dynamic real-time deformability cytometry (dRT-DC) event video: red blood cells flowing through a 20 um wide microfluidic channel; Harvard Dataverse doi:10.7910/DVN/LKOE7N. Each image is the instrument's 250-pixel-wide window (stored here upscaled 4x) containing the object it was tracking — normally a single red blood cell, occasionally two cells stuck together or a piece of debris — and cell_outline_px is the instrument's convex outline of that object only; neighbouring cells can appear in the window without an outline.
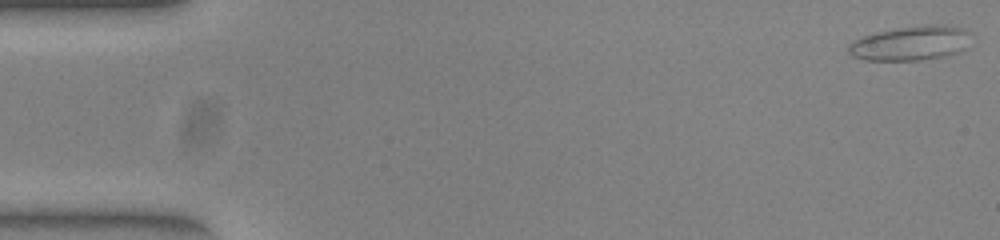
{"species": "common noctule bat (a hibernating species)", "species_latin": "Nyctalus noctula", "temperature_condition": "warm", "stored_images_in_passage": 52, "camera_frame_rate_fps": 3000, "um_per_image_px": 0.085, "animal": {"sex": "female", "body_mass_g": 23.0, "forearm_length_mm": 53.4}, "frame": {"image": 1, "passage_image": 1, "time_ms": 0.0, "image_size_px": [1000, 240], "cell_outline_px": [[964, 32], [960, 48], [956, 52], [940, 56], [920, 60], [864, 60], [852, 56], [848, 52], [848, 44], [864, 36], [880, 32], [900, 28], [928, 24], [940, 24], [964, 28]], "centroid_in_image_um": [77.24, 3.68], "position_along_channel_um": 7.8, "area_um2": 23.35}}
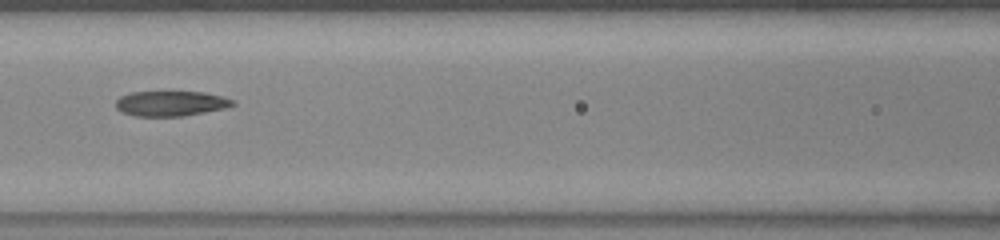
{"frame": {"image": 2, "passage_image": 23, "time_ms": 7.333, "image_size_px": [1000, 240], "cell_outline_px": [[236, 104], [228, 108], [184, 116], [136, 116], [120, 112], [116, 108], [116, 100], [120, 96], [132, 92], [204, 92], [224, 96], [232, 100]], "centroid_in_image_um": [14.54, 8.8], "position_along_channel_um": 152.1, "area_um2": 17.28}}
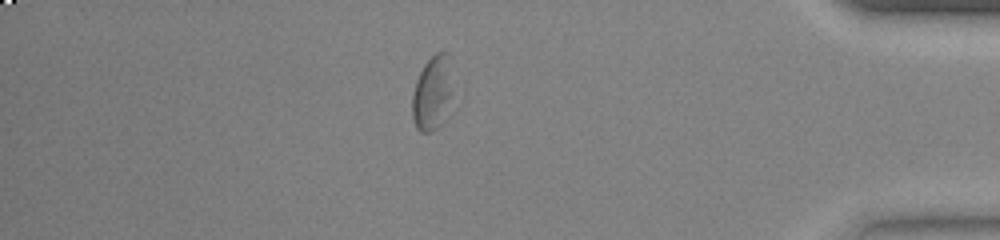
{"frame": {"image": 3, "passage_image": 45, "time_ms": 14.667, "image_size_px": [1000, 240], "cell_outline_px": [[452, 92], [444, 120], [432, 132], [420, 132], [416, 128], [412, 116], [412, 96], [416, 80], [424, 64], [436, 52], [448, 52], [452, 56]], "centroid_in_image_um": [36.77, 7.86], "position_along_channel_um": 398.4, "area_um2": 17.98}, "authors_computed_cell_mechanics": {"area_um2": 18.496, "velocity_mm_per_s": 3.8872, "shape_relaxation_time_tau1_ms": 6.7765, "shape_relaxation_time_tau2_ms": 5.8399, "deformation_change_tau1": 0.1846, "deformation_change_tau2": 0.1142}}